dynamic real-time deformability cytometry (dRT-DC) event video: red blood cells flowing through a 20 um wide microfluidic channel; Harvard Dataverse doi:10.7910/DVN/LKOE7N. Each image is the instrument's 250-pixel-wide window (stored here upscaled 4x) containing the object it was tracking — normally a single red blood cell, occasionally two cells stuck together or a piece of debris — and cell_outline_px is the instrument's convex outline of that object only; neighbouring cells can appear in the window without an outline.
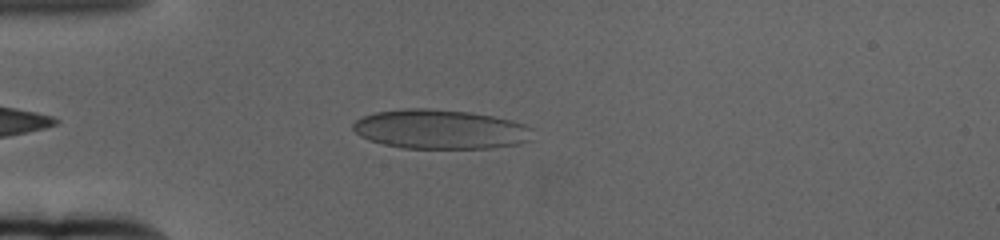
{"species": "human", "species_latin": "Homo sapiens", "temperature_condition": "cold", "stored_images_in_passage": 49, "camera_frame_rate_fps": 3000, "um_per_image_px": 0.085, "donor": {"sex": "female"}, "frame": {"image": 1, "passage_image": 5, "time_ms": 1.333, "image_size_px": [1000, 240], "cell_outline_px": [[532, 128], [528, 140], [520, 144], [492, 148], [404, 148], [384, 144], [368, 140], [360, 136], [352, 128], [352, 124], [356, 120], [364, 116], [376, 112], [404, 108], [428, 108], [468, 112], [492, 116], [524, 124]], "centroid_in_image_um": [37.39, 10.99], "position_along_channel_um": 47.6, "area_um2": 41.04}}
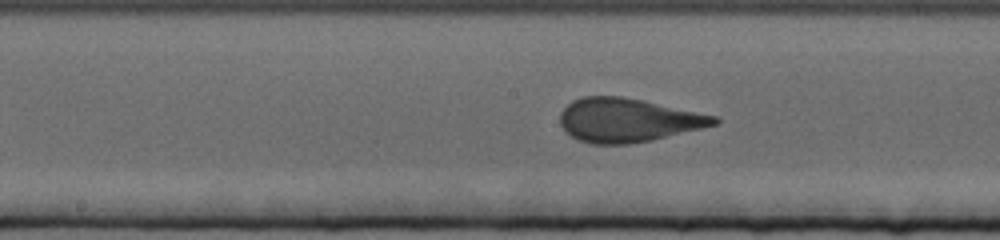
{"frame": {"image": 2, "passage_image": 20, "time_ms": 6.333, "image_size_px": [1000, 240], "cell_outline_px": [[720, 120], [716, 124], [652, 140], [628, 144], [592, 144], [576, 140], [564, 132], [560, 124], [560, 112], [572, 100], [580, 96], [620, 96], [644, 100], [716, 116]], "centroid_in_image_um": [53.3, 10.21], "position_along_channel_um": 194.9, "area_um2": 39.36}}
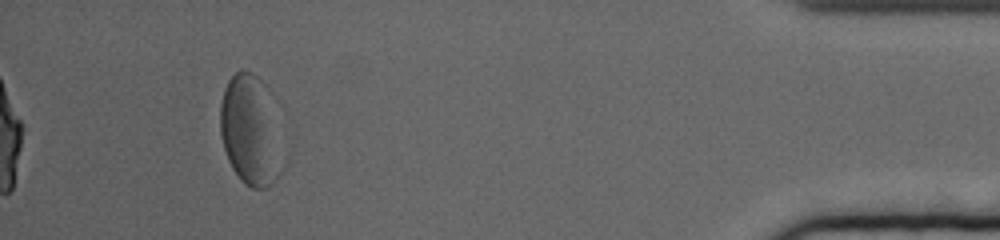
{"frame": {"image": 3, "passage_image": 45, "time_ms": 14.667, "image_size_px": [1000, 240], "cell_outline_px": [[288, 160], [284, 168], [272, 184], [268, 188], [252, 188], [244, 184], [240, 180], [232, 168], [228, 160], [224, 148], [220, 132], [220, 104], [224, 88], [228, 80], [240, 68], [244, 68], [252, 72], [268, 88]], "centroid_in_image_um": [21.36, 11.13], "position_along_channel_um": 413.8, "area_um2": 41.62}, "authors_computed_cell_mechanics": {"area_um2": 39.0728, "velocity_mm_per_s": 3.3164, "shape_relaxation_time_tau1_ms": 5.5118, "shape_relaxation_time_tau2_ms": null, "deformation_change_tau1": 0.1715, "deformation_change_tau2": null}}